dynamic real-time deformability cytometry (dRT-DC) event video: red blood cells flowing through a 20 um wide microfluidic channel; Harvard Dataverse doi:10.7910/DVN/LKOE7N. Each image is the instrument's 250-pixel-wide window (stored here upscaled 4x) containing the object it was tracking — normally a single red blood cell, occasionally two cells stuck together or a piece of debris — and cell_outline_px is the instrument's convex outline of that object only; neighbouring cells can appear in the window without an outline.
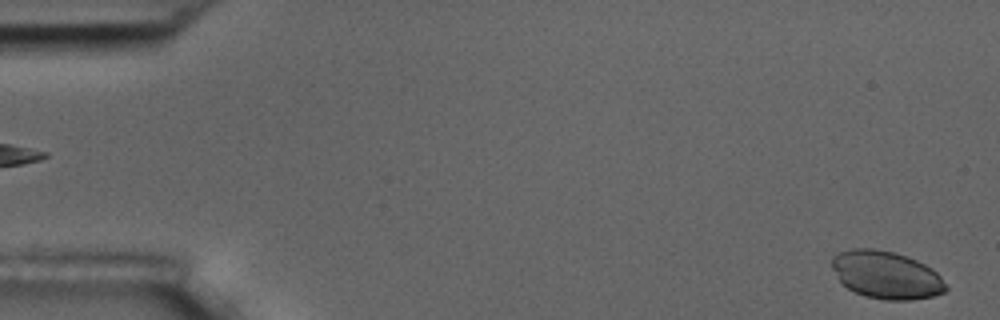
{"species": "common noctule bat (a hibernating species)", "species_latin": "Nyctalus noctula", "temperature_condition": "room temperature", "stored_images_in_passage": 5, "segment_of_instrument_passage": [2, 2], "camera_frame_rate_fps": 3000, "um_per_image_px": 0.085, "animal": {"sex": "male", "body_mass_g": 17.5, "forearm_length_mm": 52.3}, "frame": {"image": 1, "passage_image": 5, "time_ms": 4.667, "image_size_px": [1000, 320], "cell_outline_px": [[948, 288], [944, 292], [932, 296], [912, 300], [884, 300], [864, 296], [840, 284], [832, 268], [832, 256], [840, 252], [852, 248], [872, 248], [892, 252], [916, 260], [932, 268], [940, 276]], "centroid_in_image_um": [75.3, 23.38], "position_along_channel_um": 9.7, "area_um2": 31.67}}